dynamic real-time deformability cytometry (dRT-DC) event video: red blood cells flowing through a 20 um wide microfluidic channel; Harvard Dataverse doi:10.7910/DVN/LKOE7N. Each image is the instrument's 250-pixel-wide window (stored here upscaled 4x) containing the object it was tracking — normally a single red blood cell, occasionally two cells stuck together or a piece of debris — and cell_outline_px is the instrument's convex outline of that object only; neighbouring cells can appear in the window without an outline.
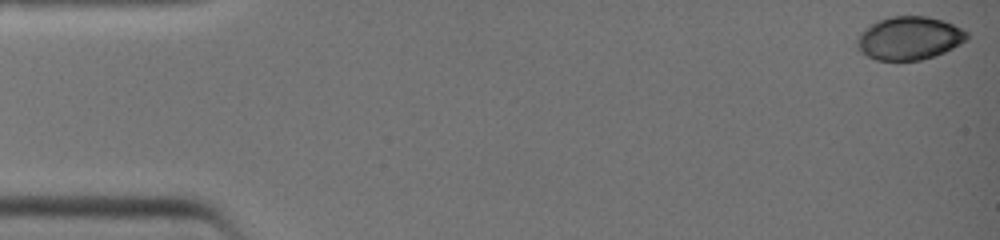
{"species": "common noctule bat (a hibernating species)", "species_latin": "Nyctalus noctula", "temperature_condition": "warm", "stored_images_in_passage": 37, "camera_frame_rate_fps": 3000, "um_per_image_px": 0.085, "animal": {"sex": "female", "body_mass_g": 19.0, "forearm_length_mm": 51.5}, "frame": {"image": 1, "passage_image": 1, "time_ms": 0.0, "image_size_px": [1000, 240], "cell_outline_px": [[968, 40], [944, 52], [920, 60], [876, 60], [868, 56], [856, 48], [856, 36], [868, 24], [876, 20], [888, 16], [928, 16], [944, 20], [968, 32]], "centroid_in_image_um": [77.24, 3.22], "position_along_channel_um": 7.8, "area_um2": 27.98}}
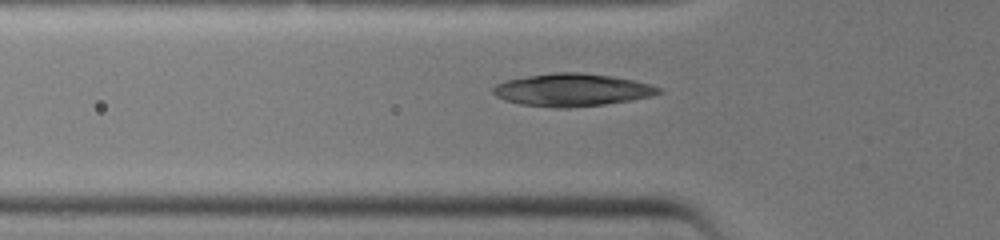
{"frame": {"image": 2, "passage_image": 14, "time_ms": 4.333, "image_size_px": [1000, 240], "cell_outline_px": [[664, 92], [652, 96], [632, 100], [604, 104], [568, 108], [560, 108], [520, 104], [504, 100], [496, 96], [492, 92], [492, 88], [496, 84], [504, 80], [528, 76], [556, 72], [580, 72], [612, 76], [636, 80], [660, 88]], "centroid_in_image_um": [48.62, 7.64], "position_along_channel_um": 77.2, "area_um2": 31.56}}
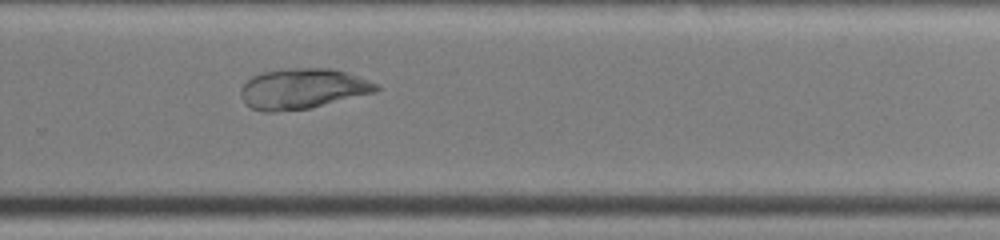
{"frame": {"image": 3, "passage_image": 28, "time_ms": 9.0, "image_size_px": [1000, 240], "cell_outline_px": [[380, 88], [376, 92], [308, 108], [272, 112], [264, 112], [252, 108], [240, 96], [240, 88], [252, 76], [264, 72], [288, 68], [332, 68], [348, 72], [380, 84]], "centroid_in_image_um": [25.75, 7.52], "position_along_channel_um": 304.0, "area_um2": 31.79}}